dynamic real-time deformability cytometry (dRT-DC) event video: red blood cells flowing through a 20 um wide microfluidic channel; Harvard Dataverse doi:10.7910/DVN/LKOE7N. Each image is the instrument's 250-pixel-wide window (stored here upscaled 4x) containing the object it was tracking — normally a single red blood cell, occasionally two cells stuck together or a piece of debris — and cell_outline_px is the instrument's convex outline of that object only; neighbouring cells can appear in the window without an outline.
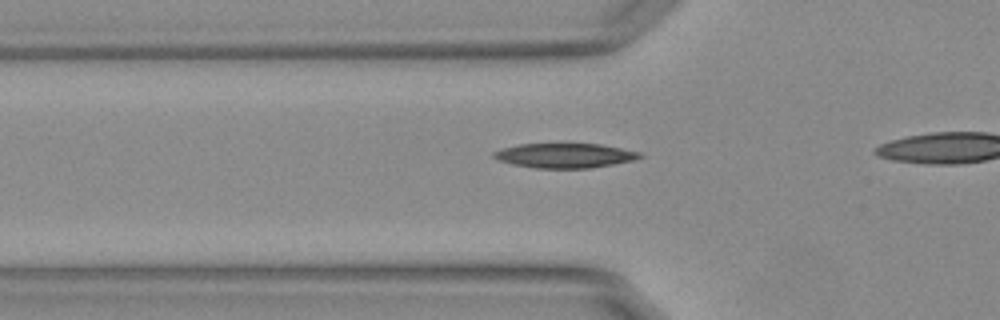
{"species": "Egyptian fruit bat (a non-hibernating species)", "species_latin": "Rousettus aegyptiacus", "temperature_condition": "warm", "stored_images_in_passage": 14, "camera_frame_rate_fps": 3000, "um_per_image_px": 0.085, "animal": {"sex": "female"}, "frame": {"image": 1, "passage_image": 5, "time_ms": 1.333, "image_size_px": [1000, 320], "cell_outline_px": [[644, 156], [632, 160], [592, 168], [536, 168], [512, 164], [500, 160], [492, 156], [492, 152], [504, 148], [520, 144], [600, 144], [640, 152]], "centroid_in_image_um": [48.0, 13.22], "position_along_channel_um": 77.8, "area_um2": 20.69}}